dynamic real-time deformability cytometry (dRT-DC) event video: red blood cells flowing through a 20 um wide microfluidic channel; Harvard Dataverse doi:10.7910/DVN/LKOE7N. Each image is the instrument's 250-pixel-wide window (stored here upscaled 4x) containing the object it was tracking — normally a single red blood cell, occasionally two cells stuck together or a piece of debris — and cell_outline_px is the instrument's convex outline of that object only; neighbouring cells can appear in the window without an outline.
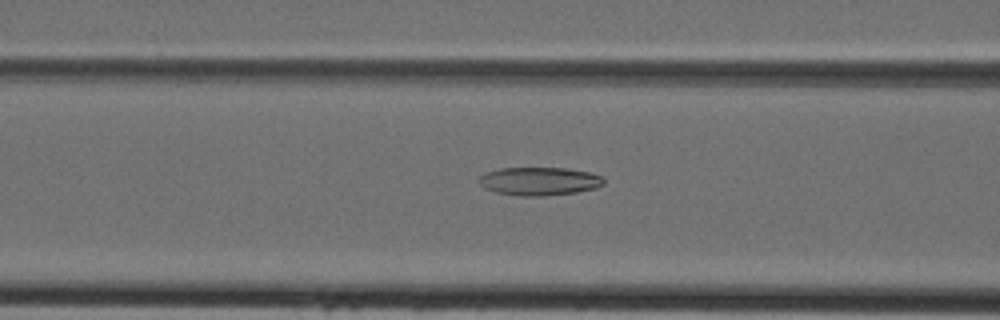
{"species": "Egyptian fruit bat (a non-hibernating species)", "species_latin": "Rousettus aegyptiacus", "temperature_condition": "cold", "stored_images_in_passage": 41, "camera_frame_rate_fps": 3000, "um_per_image_px": 0.085, "animal": {"sex": "female"}, "frame": {"image": 1, "passage_image": 15, "time_ms": 4.667, "image_size_px": [1000, 320], "cell_outline_px": [[604, 184], [596, 188], [576, 192], [544, 196], [520, 196], [496, 192], [484, 188], [480, 184], [480, 176], [484, 172], [500, 168], [568, 168], [588, 172], [604, 176]], "centroid_in_image_um": [45.85, 15.4], "position_along_channel_um": 120.7, "area_um2": 20.63}}
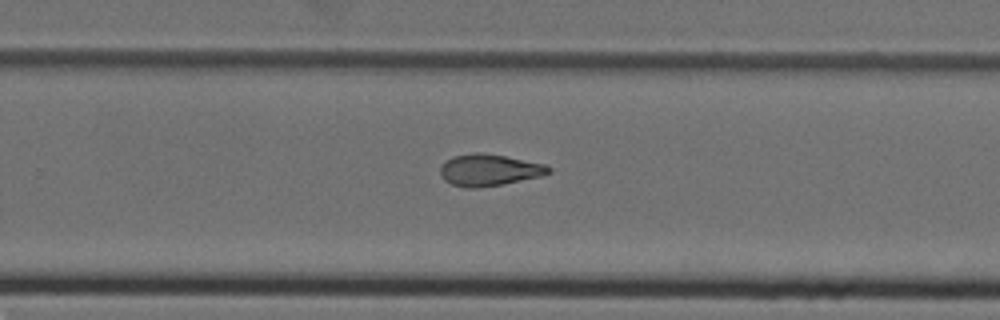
{"frame": {"image": 2, "passage_image": 26, "time_ms": 8.333, "image_size_px": [1000, 320], "cell_outline_px": [[552, 172], [544, 176], [480, 188], [468, 188], [452, 184], [444, 180], [440, 172], [440, 168], [452, 156], [476, 152], [480, 152], [504, 156], [548, 164], [552, 168]], "centroid_in_image_um": [41.64, 14.45], "position_along_channel_um": 288.2, "area_um2": 20.11}}
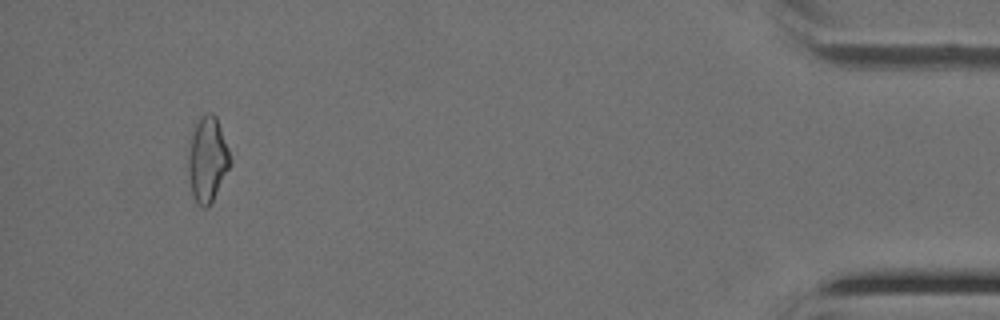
{"frame": {"image": 3, "passage_image": 39, "time_ms": 12.667, "image_size_px": [1000, 320], "cell_outline_px": [[232, 164], [212, 204], [208, 208], [204, 208], [196, 204], [192, 196], [188, 176], [188, 156], [192, 136], [196, 124], [200, 116], [208, 112], [212, 112], [216, 116], [228, 148], [232, 160]], "centroid_in_image_um": [17.65, 13.63], "position_along_channel_um": 417.5, "area_um2": 21.15}}